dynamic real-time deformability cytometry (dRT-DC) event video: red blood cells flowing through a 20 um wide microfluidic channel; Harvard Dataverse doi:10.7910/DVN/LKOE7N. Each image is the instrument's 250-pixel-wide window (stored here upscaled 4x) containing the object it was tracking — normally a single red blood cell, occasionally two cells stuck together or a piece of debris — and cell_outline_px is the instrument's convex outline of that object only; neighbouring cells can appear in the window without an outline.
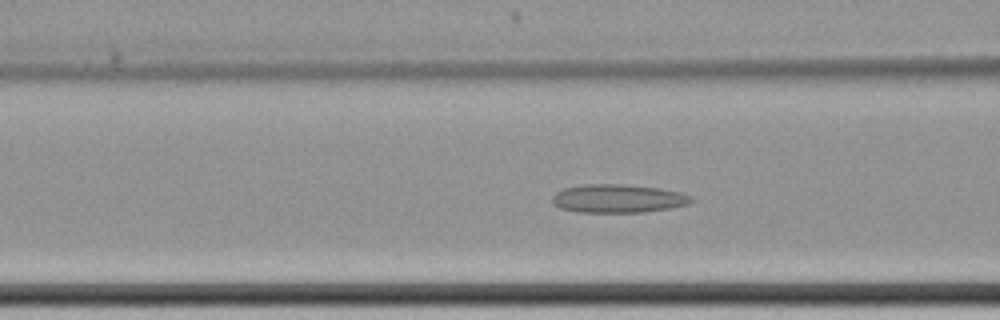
{"species": "common noctule bat (a hibernating species)", "species_latin": "Nyctalus noctula", "temperature_condition": "cold", "stored_images_in_passage": 64, "camera_frame_rate_fps": 3000, "um_per_image_px": 0.085, "animal": {"sex": "female", "body_mass_g": 22.7, "forearm_length_mm": 54.2}, "frame": {"image": 1, "passage_image": 28, "time_ms": 9.0, "image_size_px": [1000, 320], "cell_outline_px": [[692, 200], [688, 204], [668, 208], [644, 212], [576, 212], [560, 208], [552, 204], [552, 196], [556, 192], [564, 188], [584, 184], [620, 184], [656, 188], [680, 192], [692, 196]], "centroid_in_image_um": [52.47, 16.88], "position_along_channel_um": 114.1, "area_um2": 22.89}}
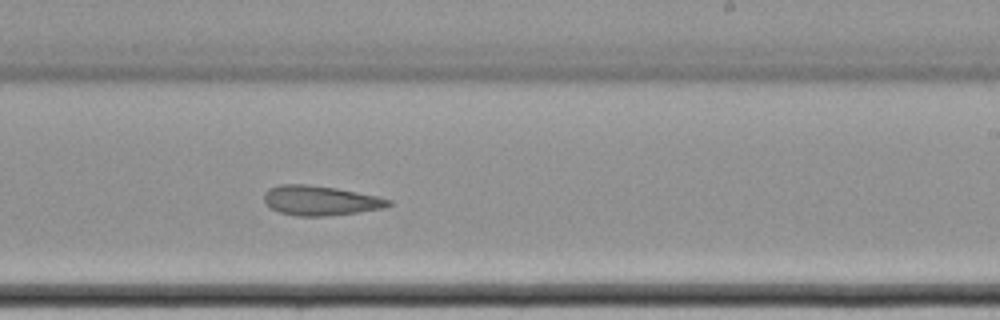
{"frame": {"image": 2, "passage_image": 41, "time_ms": 13.333, "image_size_px": [1000, 320], "cell_outline_px": [[392, 204], [384, 208], [328, 216], [296, 216], [280, 212], [272, 208], [264, 200], [264, 192], [268, 188], [280, 184], [308, 184], [336, 188], [376, 196], [392, 200]], "centroid_in_image_um": [27.21, 17.04], "position_along_channel_um": 261.8, "area_um2": 21.44}}
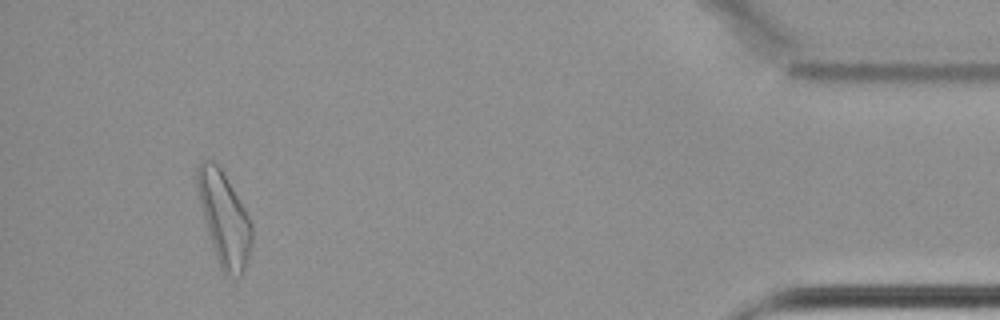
{"frame": {"image": 3, "passage_image": 60, "time_ms": 19.667, "image_size_px": [1000, 320], "cell_outline_px": [[252, 244], [248, 260], [240, 276], [224, 276], [220, 268], [204, 224], [196, 188], [196, 168], [200, 160], [212, 160], [220, 168], [244, 208], [252, 224]], "centroid_in_image_um": [19.02, 18.6], "position_along_channel_um": 416.2, "area_um2": 29.71}, "authors_computed_cell_mechanics": {"area_um2": 24.9407, "velocity_mm_per_s": 3.4118, "shape_relaxation_time_tau1_ms": null, "shape_relaxation_time_tau2_ms": 8.7484, "deformation_change_tau1": null, "deformation_change_tau2": 0.1782}}